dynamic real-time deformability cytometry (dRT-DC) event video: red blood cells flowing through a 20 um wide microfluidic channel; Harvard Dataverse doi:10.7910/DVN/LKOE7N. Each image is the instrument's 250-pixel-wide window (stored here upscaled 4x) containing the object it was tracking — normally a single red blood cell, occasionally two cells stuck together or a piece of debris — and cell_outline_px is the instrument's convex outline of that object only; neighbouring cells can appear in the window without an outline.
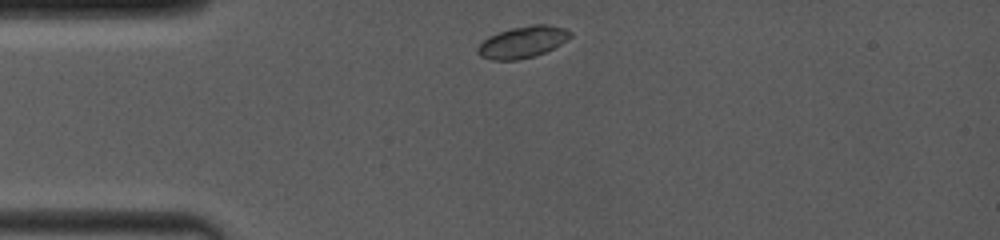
{"species": "common noctule bat (a hibernating species)", "species_latin": "Nyctalus noctula", "temperature_condition": "room temperature", "stored_images_in_passage": 34, "camera_frame_rate_fps": 4000, "um_per_image_px": 0.085, "animal": {"sex": "female", "body_mass_g": 19.0, "forearm_length_mm": 53.3}, "frame": {"image": 1, "passage_image": 1, "time_ms": 0.0, "image_size_px": [1000, 240], "cell_outline_px": [[572, 36], [568, 40], [544, 52], [520, 60], [492, 60], [480, 56], [476, 52], [476, 48], [488, 36], [512, 28], [532, 24], [548, 24], [564, 28], [572, 32]], "centroid_in_image_um": [44.42, 3.57], "position_along_channel_um": 40.6, "area_um2": 17.05}}
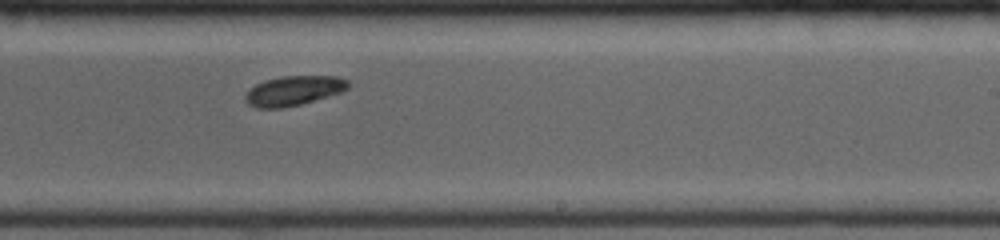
{"frame": {"image": 2, "passage_image": 20, "time_ms": 6.25, "image_size_px": [1000, 240], "cell_outline_px": [[348, 88], [340, 92], [328, 96], [300, 104], [280, 108], [256, 108], [248, 104], [244, 100], [244, 96], [256, 84], [264, 80], [280, 76], [336, 76], [348, 80]], "centroid_in_image_um": [24.93, 7.7], "position_along_channel_um": 264.1, "area_um2": 17.63}}
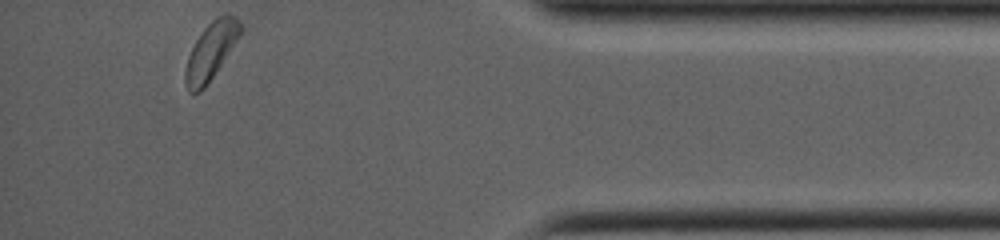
{"frame": {"image": 3, "passage_image": 34, "time_ms": 10.75, "image_size_px": [1000, 240], "cell_outline_px": [[240, 36], [204, 88], [200, 92], [188, 92], [184, 84], [184, 72], [188, 56], [196, 40], [204, 28], [212, 20], [224, 12], [228, 12], [236, 16], [240, 24]], "centroid_in_image_um": [17.9, 4.32], "position_along_channel_um": 417.3, "area_um2": 18.15}, "authors_computed_cell_mechanics": {"area_um2": 17.7446, "velocity_mm_per_s": 4.0097, "shape_relaxation_time_tau1_ms": 1.6451, "shape_relaxation_time_tau2_ms": 5.0497, "deformation_change_tau1": 0.036, "deformation_change_tau2": 0.0665}}